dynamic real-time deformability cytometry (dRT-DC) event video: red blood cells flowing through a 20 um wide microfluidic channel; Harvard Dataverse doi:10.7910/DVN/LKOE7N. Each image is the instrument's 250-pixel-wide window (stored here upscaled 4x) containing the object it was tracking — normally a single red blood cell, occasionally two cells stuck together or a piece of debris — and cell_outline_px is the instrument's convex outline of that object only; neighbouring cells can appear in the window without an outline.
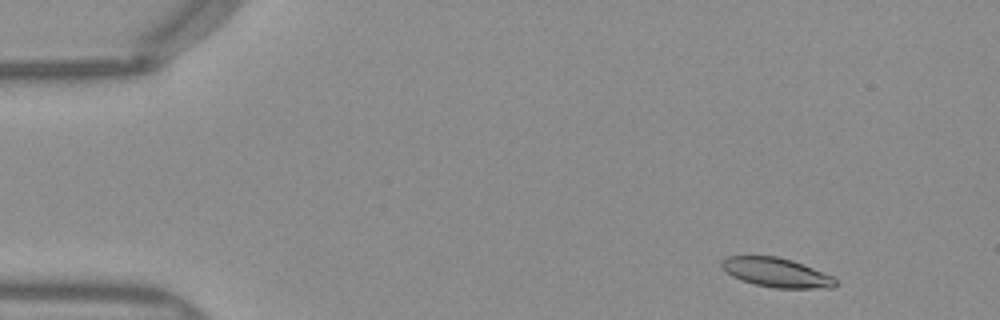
{"species": "Egyptian fruit bat (a non-hibernating species)", "species_latin": "Rousettus aegyptiacus", "temperature_condition": "warm", "stored_images_in_passage": 48, "camera_frame_rate_fps": 3000, "um_per_image_px": 0.085, "frame": {"image": 1, "passage_image": 3, "time_ms": 0.667, "image_size_px": [1000, 320], "cell_outline_px": [[836, 288], [776, 288], [756, 284], [732, 276], [720, 268], [720, 260], [728, 256], [776, 256], [792, 260], [804, 264], [832, 276], [836, 280]], "centroid_in_image_um": [65.98, 23.15], "position_along_channel_um": 19.0, "area_um2": 19.42}}
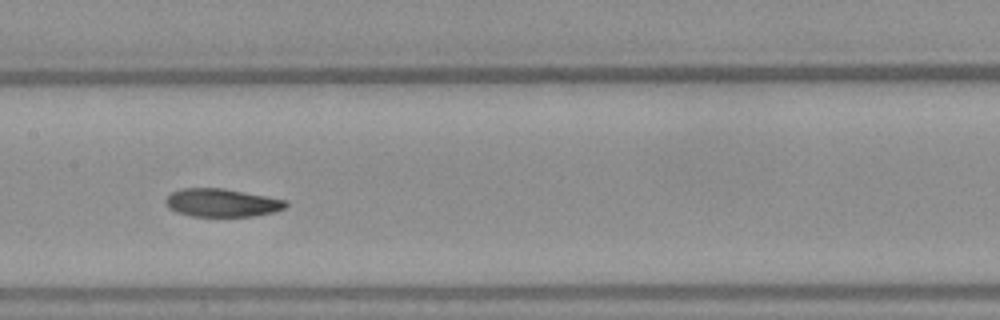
{"frame": {"image": 2, "passage_image": 23, "time_ms": 7.333, "image_size_px": [1000, 320], "cell_outline_px": [[288, 204], [284, 208], [272, 212], [252, 216], [192, 216], [176, 212], [168, 208], [164, 204], [164, 200], [172, 192], [180, 188], [224, 188], [288, 200]], "centroid_in_image_um": [18.83, 17.22], "position_along_channel_um": 188.6, "area_um2": 19.77}}
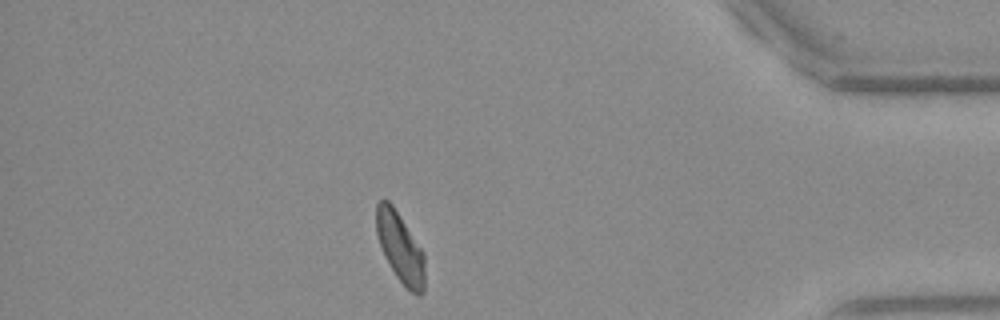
{"frame": {"image": 3, "passage_image": 42, "time_ms": 13.667, "image_size_px": [1000, 320], "cell_outline_px": [[424, 292], [420, 296], [416, 296], [396, 276], [384, 256], [376, 232], [376, 204], [380, 200], [388, 200], [392, 204], [424, 252]], "centroid_in_image_um": [34.02, 21.04], "position_along_channel_um": 401.2, "area_um2": 19.59}, "authors_computed_cell_mechanics": {"area_um2": 20.1144, "velocity_mm_per_s": 3.9875, "shape_relaxation_time_tau1_ms": 6.8341, "shape_relaxation_time_tau2_ms": 2.2597, "deformation_change_tau1": 0.1821, "deformation_change_tau2": 0.0865}}